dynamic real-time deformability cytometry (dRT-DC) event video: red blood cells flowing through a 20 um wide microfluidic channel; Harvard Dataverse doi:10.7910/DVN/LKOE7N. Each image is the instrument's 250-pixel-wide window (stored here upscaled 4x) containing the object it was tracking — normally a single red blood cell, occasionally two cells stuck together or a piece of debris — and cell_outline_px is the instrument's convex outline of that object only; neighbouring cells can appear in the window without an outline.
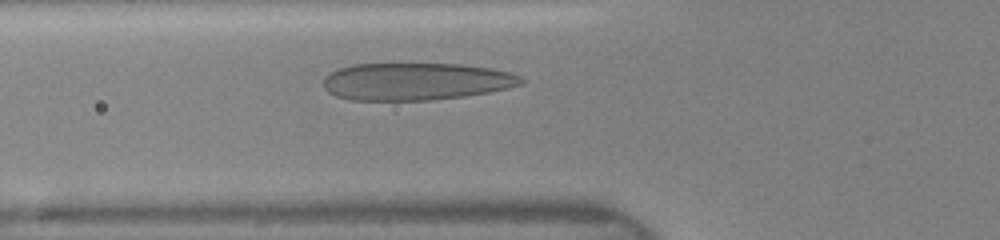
{"species": "human", "species_latin": "Homo sapiens", "temperature_condition": "room temperature", "stored_images_in_passage": 35, "camera_frame_rate_fps": 3000, "um_per_image_px": 0.085, "donor": {"sex": "female"}, "frame": {"image": 1, "passage_image": 7, "time_ms": 2.0, "image_size_px": [1000, 240], "cell_outline_px": [[524, 84], [508, 88], [488, 92], [464, 96], [432, 100], [352, 100], [336, 96], [328, 92], [324, 88], [324, 76], [328, 72], [352, 64], [460, 64], [492, 68], [508, 72], [520, 76], [524, 80]], "centroid_in_image_um": [35.34, 6.92], "position_along_channel_um": 90.5, "area_um2": 43.18}}
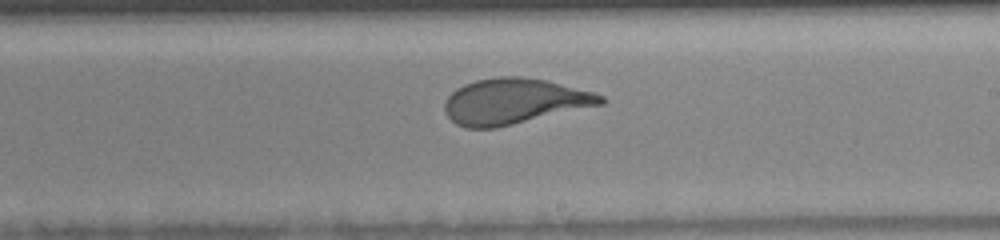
{"frame": {"image": 2, "passage_image": 17, "time_ms": 5.667, "image_size_px": [1000, 240], "cell_outline_px": [[608, 100], [604, 104], [496, 128], [464, 128], [456, 124], [444, 112], [444, 104], [448, 96], [456, 88], [464, 84], [476, 80], [500, 76], [520, 76], [544, 80], [592, 92], [604, 96]], "centroid_in_image_um": [43.68, 8.62], "position_along_channel_um": 245.3, "area_um2": 41.44}}
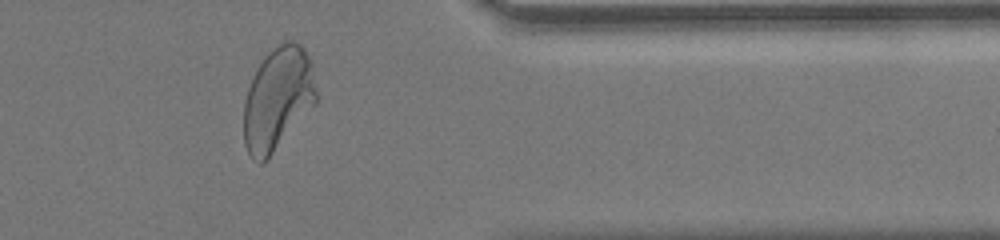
{"frame": {"image": 3, "passage_image": 27, "time_ms": 9.333, "image_size_px": [1000, 240], "cell_outline_px": [[316, 104], [268, 160], [260, 164], [252, 160], [244, 144], [244, 100], [252, 76], [264, 56], [268, 52], [280, 44], [288, 40], [292, 40], [300, 44], [304, 48], [312, 64], [316, 92]], "centroid_in_image_um": [23.6, 8.43], "position_along_channel_um": 387.8, "area_um2": 43.93}}